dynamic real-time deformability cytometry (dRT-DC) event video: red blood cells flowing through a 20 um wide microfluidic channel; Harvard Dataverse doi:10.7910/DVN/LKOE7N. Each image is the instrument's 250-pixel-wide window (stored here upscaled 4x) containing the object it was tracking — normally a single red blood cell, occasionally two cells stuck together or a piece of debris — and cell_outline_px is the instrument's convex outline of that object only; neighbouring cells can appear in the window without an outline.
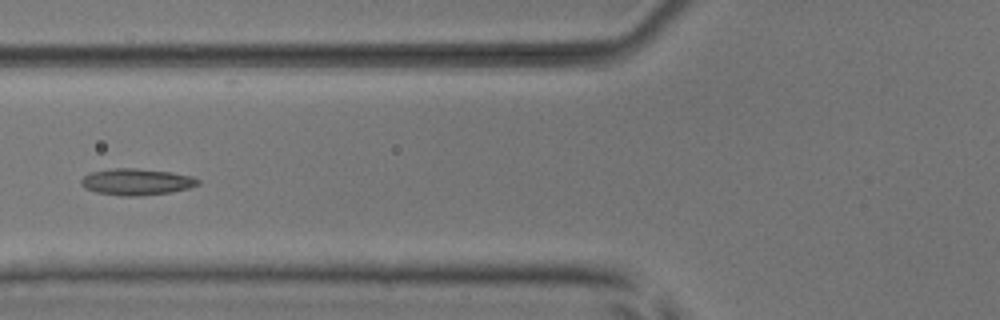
{"species": "common noctule bat (a hibernating species)", "species_latin": "Nyctalus noctula", "temperature_condition": "room temperature", "stored_images_in_passage": 6, "camera_frame_rate_fps": 3000, "um_per_image_px": 0.085, "animal": {"sex": "male", "body_mass_g": 17.9, "forearm_length_mm": 54.2}, "frame": {"image": 1, "passage_image": 5, "time_ms": 5.667, "image_size_px": [1000, 320], "cell_outline_px": [[200, 184], [188, 188], [172, 192], [140, 196], [124, 196], [96, 192], [84, 188], [80, 184], [80, 180], [84, 176], [92, 172], [112, 168], [136, 168], [172, 172], [192, 176], [200, 180]], "centroid_in_image_um": [11.61, 15.45], "position_along_channel_um": 114.2, "area_um2": 18.15}}